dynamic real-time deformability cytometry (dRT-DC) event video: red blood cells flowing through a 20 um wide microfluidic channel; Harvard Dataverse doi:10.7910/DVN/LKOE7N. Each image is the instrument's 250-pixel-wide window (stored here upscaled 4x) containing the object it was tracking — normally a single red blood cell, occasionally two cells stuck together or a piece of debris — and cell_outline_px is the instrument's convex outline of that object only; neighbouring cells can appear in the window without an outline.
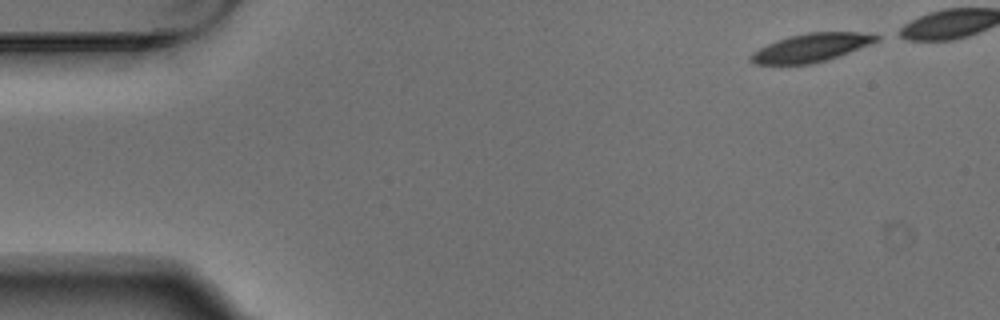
{"species": "Egyptian fruit bat (a non-hibernating species)", "species_latin": "Rousettus aegyptiacus", "temperature_condition": "warm", "stored_images_in_passage": 5, "camera_frame_rate_fps": 3000, "um_per_image_px": 0.085, "animal": {"sex": "male"}, "frame": {"image": 1, "passage_image": 1, "time_ms": 0.0, "image_size_px": [1000, 320], "cell_outline_px": [[880, 40], [848, 52], [812, 64], [752, 64], [748, 60], [748, 56], [752, 52], [776, 40], [788, 36], [808, 32], [860, 32], [880, 36]], "centroid_in_image_um": [68.88, 4.05], "position_along_channel_um": 16.1, "area_um2": 20.58}}